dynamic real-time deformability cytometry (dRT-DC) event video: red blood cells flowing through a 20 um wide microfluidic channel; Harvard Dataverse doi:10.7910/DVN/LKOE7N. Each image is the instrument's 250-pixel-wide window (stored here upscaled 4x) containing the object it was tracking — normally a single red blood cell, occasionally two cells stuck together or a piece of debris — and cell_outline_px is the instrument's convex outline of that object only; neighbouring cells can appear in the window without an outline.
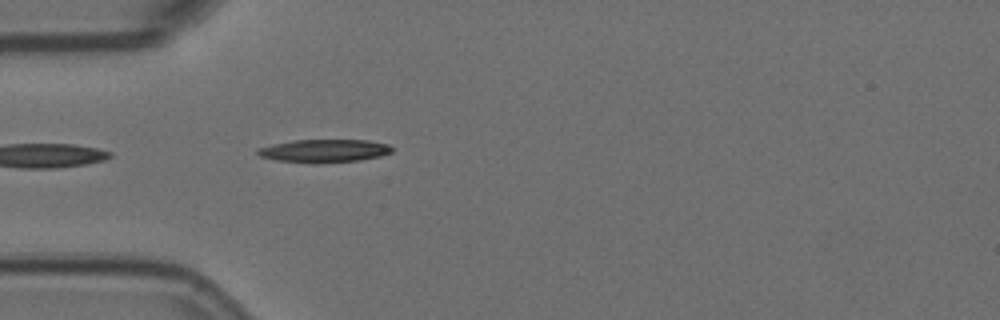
{"species": "Egyptian fruit bat (a non-hibernating species)", "species_latin": "Rousettus aegyptiacus", "temperature_condition": "room temperature", "stored_images_in_passage": 36, "camera_frame_rate_fps": 3000, "um_per_image_px": 0.085, "animal": {"sex": "female"}, "frame": {"image": 1, "passage_image": 1, "time_ms": 0.0, "image_size_px": [1000, 320], "cell_outline_px": [[392, 152], [380, 156], [356, 160], [316, 164], [312, 164], [276, 160], [260, 156], [256, 152], [256, 148], [272, 144], [296, 140], [368, 140], [388, 144], [392, 148]], "centroid_in_image_um": [27.52, 12.82], "position_along_channel_um": 57.5, "area_um2": 18.09}}
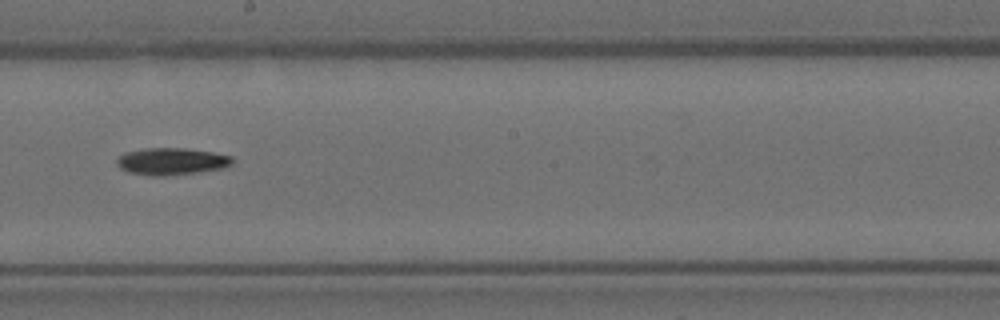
{"frame": {"image": 2, "passage_image": 16, "time_ms": 5.0, "image_size_px": [1000, 320], "cell_outline_px": [[232, 164], [224, 168], [196, 172], [164, 176], [152, 176], [128, 172], [120, 168], [116, 164], [116, 160], [124, 152], [144, 148], [184, 148], [212, 152], [232, 156]], "centroid_in_image_um": [14.55, 13.71], "position_along_channel_um": 233.7, "area_um2": 18.21}}
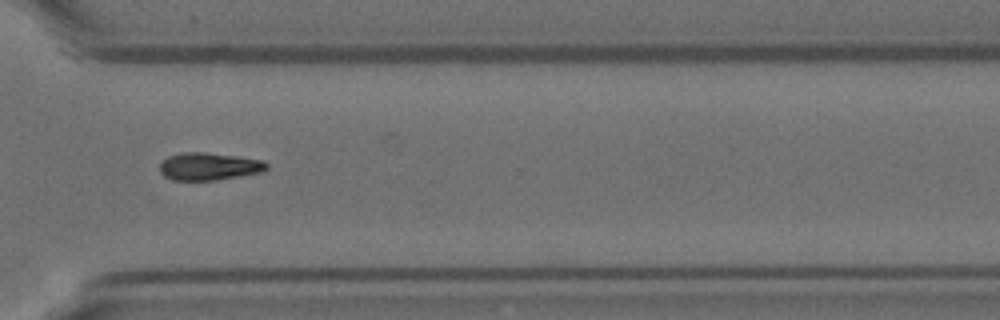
{"frame": {"image": 3, "passage_image": 26, "time_ms": 8.333, "image_size_px": [1000, 320], "cell_outline_px": [[268, 168], [264, 172], [216, 180], [172, 180], [164, 176], [160, 172], [160, 164], [168, 156], [180, 152], [204, 152], [236, 156], [260, 160], [268, 164]], "centroid_in_image_um": [17.75, 14.15], "position_along_channel_um": 352.8, "area_um2": 17.17}}